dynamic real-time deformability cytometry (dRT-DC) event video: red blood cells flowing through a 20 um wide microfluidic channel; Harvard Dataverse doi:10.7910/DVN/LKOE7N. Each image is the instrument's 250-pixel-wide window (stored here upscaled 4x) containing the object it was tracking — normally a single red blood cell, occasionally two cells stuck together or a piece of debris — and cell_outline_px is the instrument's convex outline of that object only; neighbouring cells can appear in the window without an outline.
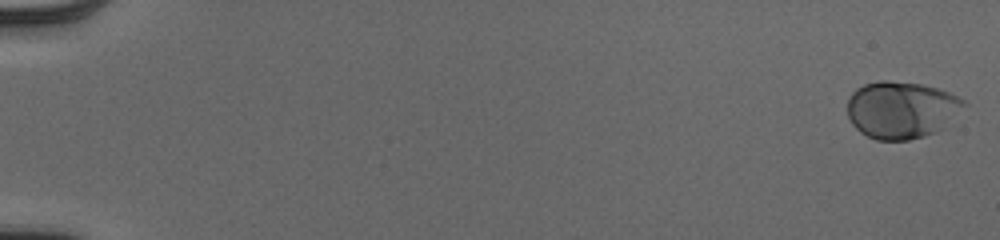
{"species": "human", "species_latin": "Homo sapiens", "temperature_condition": "cold", "stored_images_in_passage": 53, "camera_frame_rate_fps": 3000, "um_per_image_px": 0.085, "donor": {"sex": "male"}, "frame": {"image": 1, "passage_image": 1, "time_ms": 0.0, "image_size_px": [1000, 240], "cell_outline_px": [[968, 104], [944, 128], [936, 132], [924, 136], [908, 140], [876, 140], [860, 132], [852, 124], [848, 116], [848, 100], [852, 92], [856, 88], [864, 84], [880, 80], [888, 80], [920, 84], [936, 88], [948, 92], [964, 100]], "centroid_in_image_um": [76.62, 9.33], "position_along_channel_um": 8.4, "area_um2": 38.96}}
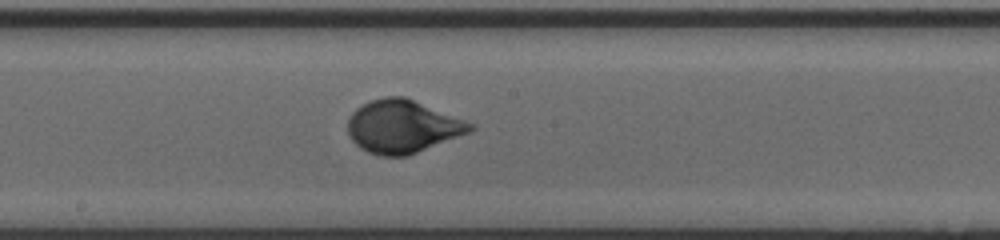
{"frame": {"image": 2, "passage_image": 31, "time_ms": 10.0, "image_size_px": [1000, 240], "cell_outline_px": [[476, 128], [472, 132], [408, 156], [380, 156], [368, 152], [360, 148], [348, 136], [348, 120], [352, 112], [356, 108], [372, 100], [384, 96], [404, 96], [476, 124]], "centroid_in_image_um": [34.25, 10.76], "position_along_channel_um": 214.0, "area_um2": 38.09}}
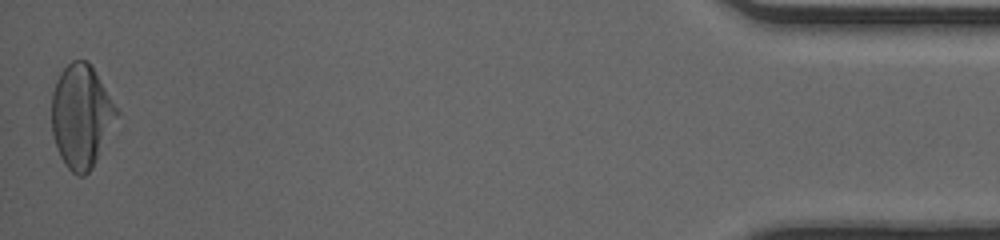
{"frame": {"image": 3, "passage_image": 53, "time_ms": 17.333, "image_size_px": [1000, 240], "cell_outline_px": [[120, 112], [92, 168], [84, 176], [76, 176], [68, 168], [60, 156], [52, 132], [52, 92], [56, 80], [60, 72], [72, 60], [88, 60]], "centroid_in_image_um": [6.9, 9.86], "position_along_channel_um": 428.3, "area_um2": 38.84}, "authors_computed_cell_mechanics": {"area_um2": 37.0498, "velocity_mm_per_s": 4.0058, "shape_relaxation_time_tau1_ms": 2.7787, "shape_relaxation_time_tau2_ms": null, "deformation_change_tau1": 0.1624, "deformation_change_tau2": null}}